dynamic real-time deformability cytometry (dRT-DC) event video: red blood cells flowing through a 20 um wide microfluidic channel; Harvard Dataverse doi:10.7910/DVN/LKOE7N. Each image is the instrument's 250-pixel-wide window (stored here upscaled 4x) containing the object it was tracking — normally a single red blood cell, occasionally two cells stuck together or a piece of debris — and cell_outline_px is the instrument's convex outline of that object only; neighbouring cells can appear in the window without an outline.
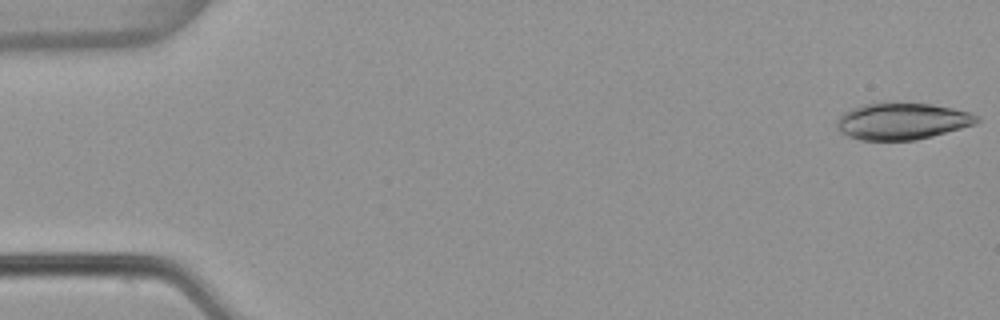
{"species": "common noctule bat (a hibernating species)", "species_latin": "Nyctalus noctula", "temperature_condition": "warm", "stored_images_in_passage": 5, "camera_frame_rate_fps": 3000, "um_per_image_px": 0.085, "animal": {"sex": "female", "body_mass_g": 22.7, "forearm_length_mm": 54.2}, "frame": {"image": 1, "passage_image": 1, "time_ms": 0.0, "image_size_px": [1000, 320], "cell_outline_px": [[980, 120], [976, 124], [932, 136], [916, 140], [860, 140], [848, 136], [840, 132], [836, 128], [836, 120], [844, 112], [852, 108], [864, 104], [932, 104], [972, 112], [980, 116]], "centroid_in_image_um": [76.7, 10.32], "position_along_channel_um": 8.3, "area_um2": 29.77}}
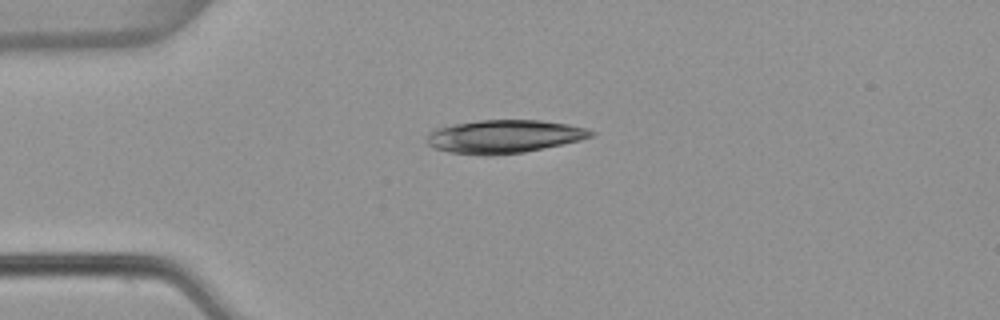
{"frame": {"image": 2, "passage_image": 4, "time_ms": 1.0, "image_size_px": [1000, 320], "cell_outline_px": [[596, 132], [592, 136], [580, 140], [544, 148], [524, 152], [492, 156], [484, 156], [448, 152], [436, 148], [428, 144], [428, 136], [436, 128], [452, 124], [480, 120], [540, 120], [568, 124], [588, 128]], "centroid_in_image_um": [42.88, 11.6], "position_along_channel_um": 42.1, "area_um2": 31.79}}